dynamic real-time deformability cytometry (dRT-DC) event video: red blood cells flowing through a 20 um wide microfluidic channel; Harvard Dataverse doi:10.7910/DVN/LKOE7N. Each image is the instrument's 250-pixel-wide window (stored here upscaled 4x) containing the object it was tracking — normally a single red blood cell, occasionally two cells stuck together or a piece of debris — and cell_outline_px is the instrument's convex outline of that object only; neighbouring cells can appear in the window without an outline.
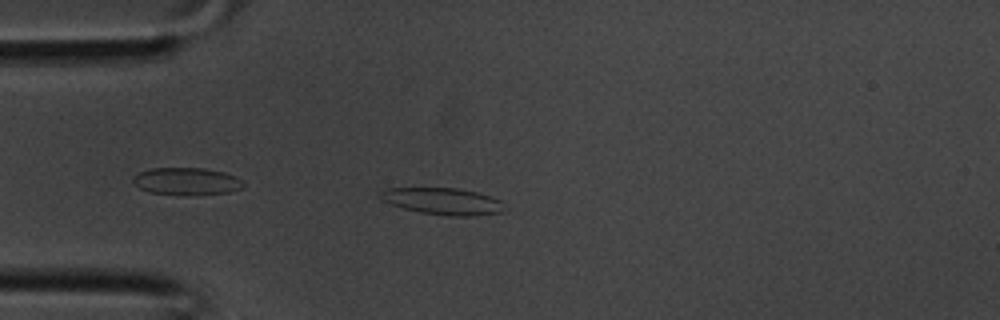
{"species": "common noctule bat (a hibernating species)", "species_latin": "Nyctalus noctula", "temperature_condition": "room temperature", "stored_images_in_passage": 33, "camera_frame_rate_fps": 3000, "um_per_image_px": 0.085, "animal": {"sex": "male", "body_mass_g": 20.1, "forearm_length_mm": 53.5}, "frame": {"image": 1, "passage_image": 8, "time_ms": 2.333, "image_size_px": [1000, 320], "cell_outline_px": [[504, 212], [472, 216], [448, 216], [420, 212], [404, 208], [380, 200], [376, 196], [376, 192], [384, 188], [456, 188], [476, 192], [500, 200]], "centroid_in_image_um": [37.54, 17.1], "position_along_channel_um": 47.5, "area_um2": 19.42}}
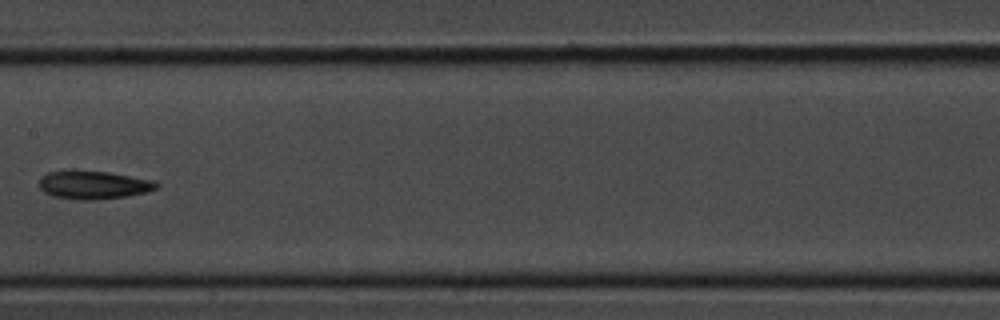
{"frame": {"image": 2, "passage_image": 17, "time_ms": 5.333, "image_size_px": [1000, 320], "cell_outline_px": [[160, 184], [156, 188], [148, 192], [124, 196], [92, 200], [76, 200], [52, 196], [44, 192], [40, 188], [40, 176], [48, 172], [68, 168], [76, 168], [108, 172], [152, 180]], "centroid_in_image_um": [7.87, 15.68], "position_along_channel_um": 199.5, "area_um2": 19.83}}
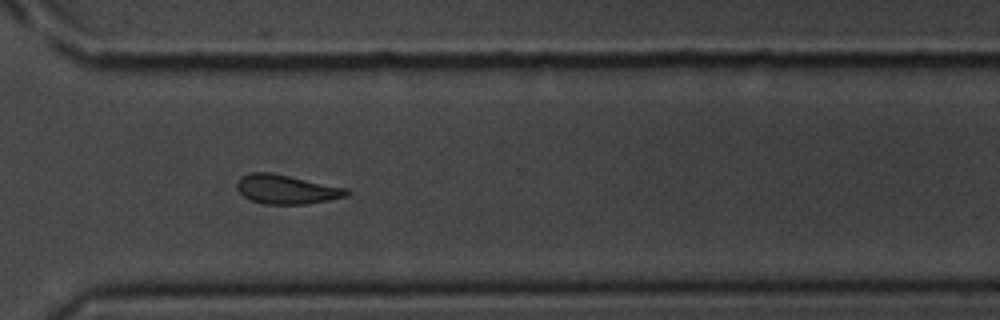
{"frame": {"image": 3, "passage_image": 25, "time_ms": 8.0, "image_size_px": [1000, 320], "cell_outline_px": [[348, 196], [308, 204], [264, 204], [252, 200], [244, 196], [236, 188], [236, 184], [240, 176], [252, 172], [268, 172], [348, 188]], "centroid_in_image_um": [24.33, 16.1], "position_along_channel_um": 346.3, "area_um2": 18.5}}